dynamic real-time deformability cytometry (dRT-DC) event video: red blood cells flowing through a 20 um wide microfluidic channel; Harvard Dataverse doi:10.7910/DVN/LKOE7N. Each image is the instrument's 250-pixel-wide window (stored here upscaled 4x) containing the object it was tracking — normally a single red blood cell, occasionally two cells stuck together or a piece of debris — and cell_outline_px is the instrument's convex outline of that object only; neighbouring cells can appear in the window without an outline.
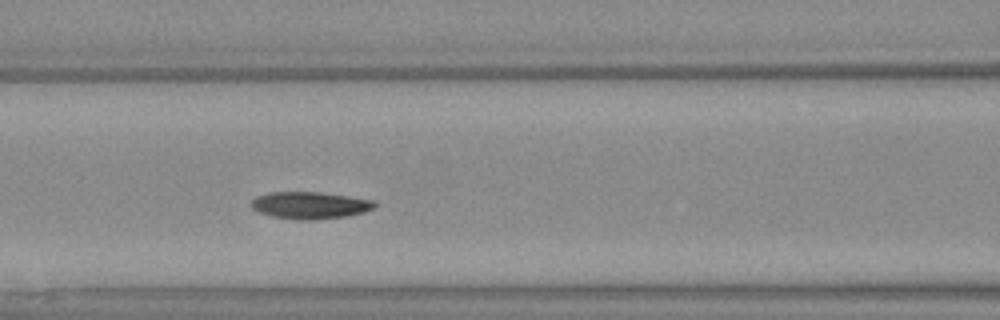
{"species": "Egyptian fruit bat (a non-hibernating species)", "species_latin": "Rousettus aegyptiacus", "temperature_condition": "warm", "stored_images_in_passage": 40, "camera_frame_rate_fps": 3000, "um_per_image_px": 0.085, "animal": {"sex": "female"}, "frame": {"image": 1, "passage_image": 12, "time_ms": 3.667, "image_size_px": [1000, 320], "cell_outline_px": [[376, 208], [364, 212], [344, 216], [312, 220], [304, 220], [272, 216], [260, 212], [252, 208], [252, 200], [256, 196], [268, 192], [320, 192], [348, 196], [372, 200], [376, 204]], "centroid_in_image_um": [26.35, 17.44], "position_along_channel_um": 140.2, "area_um2": 19.25}, "authors_computed_cell_mechanics": {"area_um2": 19.074, "velocity_mm_per_s": 4.0899, "shape_relaxation_time_tau1_ms": 3.4513, "shape_relaxation_time_tau2_ms": 4.4485, "deformation_change_tau1": 0.1244, "deformation_change_tau2": 0.0937}}